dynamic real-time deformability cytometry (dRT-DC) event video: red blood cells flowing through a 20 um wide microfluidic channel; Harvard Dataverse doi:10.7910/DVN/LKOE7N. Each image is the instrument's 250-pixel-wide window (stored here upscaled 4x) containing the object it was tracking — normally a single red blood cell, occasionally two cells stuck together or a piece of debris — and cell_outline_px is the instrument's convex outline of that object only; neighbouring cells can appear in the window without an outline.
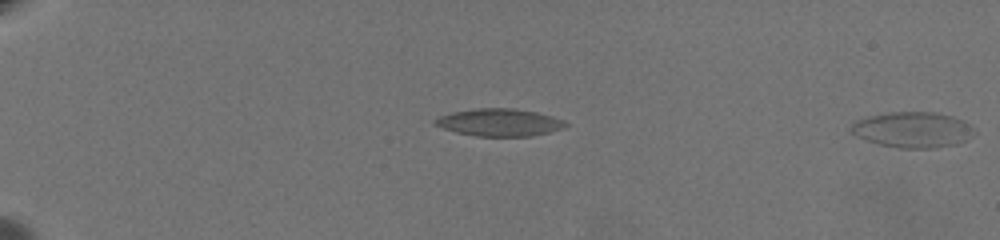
{"species": "common noctule bat (a hibernating species)", "species_latin": "Nyctalus noctula", "temperature_condition": "warm", "stored_images_in_passage": 22, "segment_of_instrument_passage": [2, 2], "camera_frame_rate_fps": 3000, "um_per_image_px": 0.085, "animal": {"sex": "female", "body_mass_g": 19.5, "forearm_length_mm": 54.1}, "frame": {"image": 1, "passage_image": 22, "time_ms": 7.0, "image_size_px": [1000, 240], "cell_outline_px": [[976, 132], [972, 136], [956, 144], [932, 148], [900, 148], [880, 144], [868, 140], [852, 132], [852, 124], [856, 120], [872, 116], [892, 112], [932, 112], [952, 116], [968, 124]], "centroid_in_image_um": [77.61, 11.03], "position_along_channel_um": 7.4, "area_um2": 24.97}}